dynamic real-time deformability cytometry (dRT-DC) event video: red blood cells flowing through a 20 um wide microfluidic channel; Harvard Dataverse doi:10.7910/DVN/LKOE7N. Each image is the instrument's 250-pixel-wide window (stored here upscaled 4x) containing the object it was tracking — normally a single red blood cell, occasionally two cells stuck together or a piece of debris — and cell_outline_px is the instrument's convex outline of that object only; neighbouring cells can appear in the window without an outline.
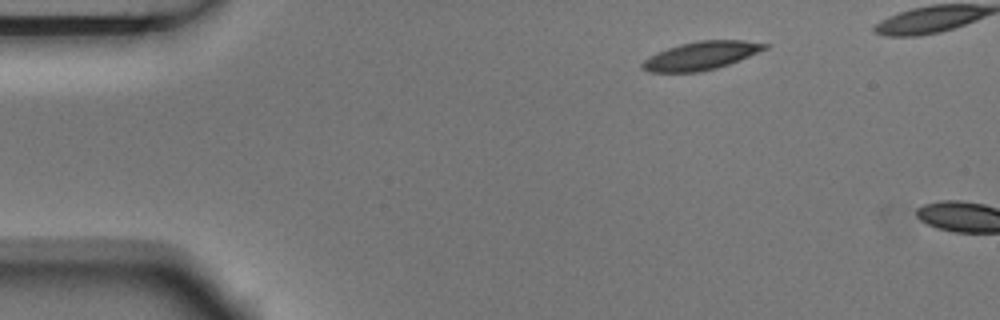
{"species": "Egyptian fruit bat (a non-hibernating species)", "species_latin": "Rousettus aegyptiacus", "temperature_condition": "room temperature", "stored_images_in_passage": 2, "camera_frame_rate_fps": 3000, "um_per_image_px": 0.085, "animal": {"sex": "male"}, "frame": {"image": 1, "passage_image": 1, "time_ms": 0.0, "image_size_px": [1000, 320], "cell_outline_px": [[768, 48], [728, 64], [716, 68], [700, 72], [648, 72], [640, 68], [640, 64], [648, 56], [668, 48], [680, 44], [700, 40], [744, 40], [768, 44]], "centroid_in_image_um": [59.54, 4.73], "position_along_channel_um": 25.5, "area_um2": 20.06}}